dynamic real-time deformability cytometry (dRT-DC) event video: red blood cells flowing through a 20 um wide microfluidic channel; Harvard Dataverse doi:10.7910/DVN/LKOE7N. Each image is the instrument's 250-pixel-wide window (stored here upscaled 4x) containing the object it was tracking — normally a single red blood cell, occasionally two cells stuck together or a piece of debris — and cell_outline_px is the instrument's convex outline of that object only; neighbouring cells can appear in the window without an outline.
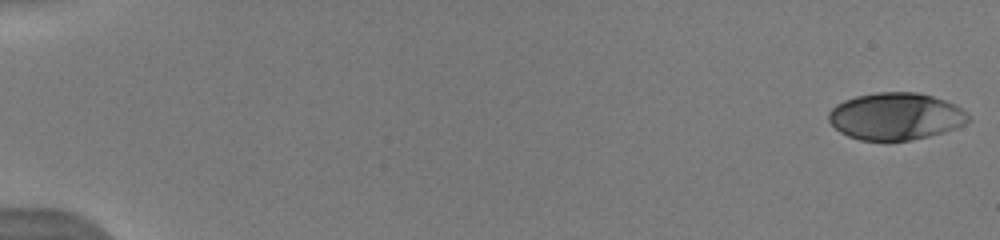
{"species": "human", "species_latin": "Homo sapiens", "temperature_condition": "warm", "stored_images_in_passage": 19, "camera_frame_rate_fps": 3000, "um_per_image_px": 0.085, "donor": {"sex": "male"}, "frame": {"image": 1, "passage_image": 1, "time_ms": 0.0, "image_size_px": [1000, 240], "cell_outline_px": [[972, 120], [956, 128], [944, 132], [912, 140], [860, 140], [848, 136], [840, 132], [828, 120], [828, 112], [836, 104], [844, 100], [856, 96], [876, 92], [916, 92], [932, 96], [956, 104]], "centroid_in_image_um": [76.12, 9.88], "position_along_channel_um": 8.9, "area_um2": 38.32}}
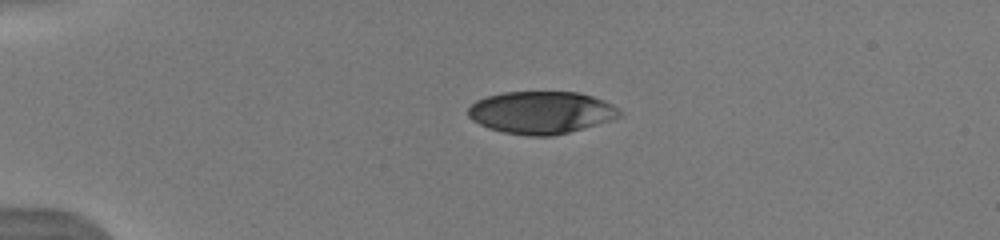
{"frame": {"image": 2, "passage_image": 13, "time_ms": 4.0, "image_size_px": [1000, 240], "cell_outline_px": [[620, 116], [612, 120], [568, 132], [552, 136], [528, 136], [504, 132], [488, 128], [472, 120], [468, 116], [468, 108], [476, 100], [488, 96], [504, 92], [580, 92], [604, 100], [612, 104], [620, 112]], "centroid_in_image_um": [45.99, 9.56], "position_along_channel_um": 39.0, "area_um2": 37.28}}